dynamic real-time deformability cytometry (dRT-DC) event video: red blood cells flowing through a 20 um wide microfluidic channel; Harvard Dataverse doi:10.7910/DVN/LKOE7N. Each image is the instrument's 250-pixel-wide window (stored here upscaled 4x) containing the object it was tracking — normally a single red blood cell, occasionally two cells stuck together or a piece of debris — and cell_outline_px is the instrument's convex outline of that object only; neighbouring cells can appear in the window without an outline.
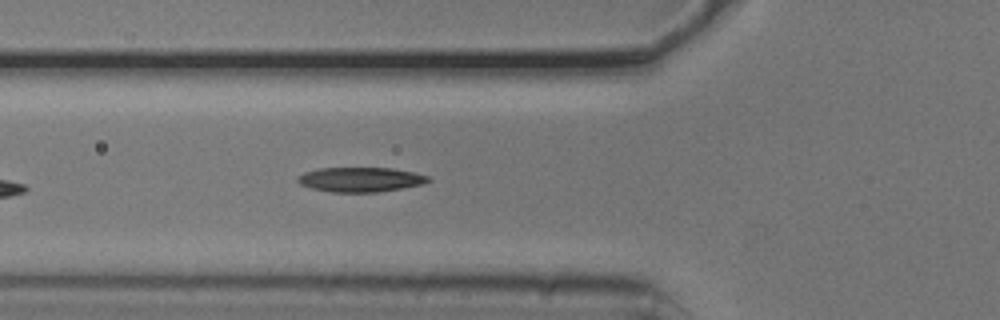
{"species": "common noctule bat (a hibernating species)", "species_latin": "Nyctalus noctula", "temperature_condition": "cold", "stored_images_in_passage": 6, "camera_frame_rate_fps": 3000, "um_per_image_px": 0.085, "animal": {"sex": "male", "body_mass_g": 20.5, "forearm_length_mm": 52.5}, "frame": {"image": 1, "passage_image": 6, "time_ms": 1.667, "image_size_px": [1000, 320], "cell_outline_px": [[432, 180], [420, 184], [400, 188], [376, 192], [332, 192], [312, 188], [300, 184], [296, 180], [304, 172], [320, 168], [392, 168], [416, 172], [428, 176]], "centroid_in_image_um": [30.65, 15.25], "position_along_channel_um": 95.2, "area_um2": 18.55}}